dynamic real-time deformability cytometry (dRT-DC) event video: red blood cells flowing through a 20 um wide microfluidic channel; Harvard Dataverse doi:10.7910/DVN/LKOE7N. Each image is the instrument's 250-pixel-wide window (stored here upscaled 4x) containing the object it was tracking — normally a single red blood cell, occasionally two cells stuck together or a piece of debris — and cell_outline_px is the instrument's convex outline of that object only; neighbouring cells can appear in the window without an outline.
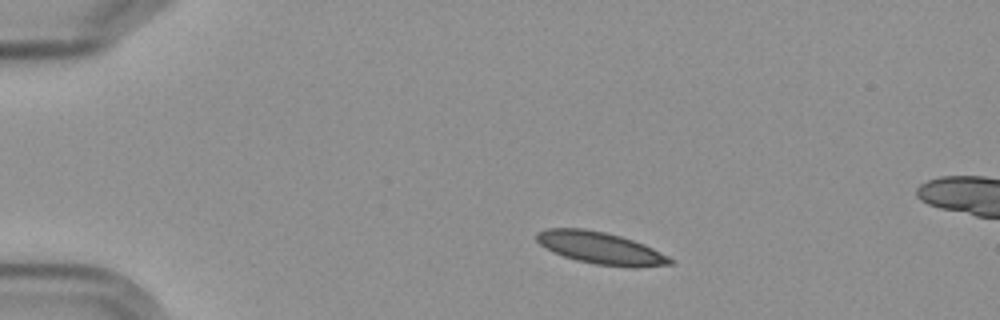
{"species": "Egyptian fruit bat (a non-hibernating species)", "species_latin": "Rousettus aegyptiacus", "temperature_condition": "cold", "stored_images_in_passage": 6, "camera_frame_rate_fps": 3000, "um_per_image_px": 0.085, "frame": {"image": 1, "passage_image": 1, "time_ms": 0.0, "image_size_px": [1000, 320], "cell_outline_px": [[672, 264], [636, 268], [632, 268], [596, 264], [576, 260], [552, 252], [544, 248], [536, 240], [536, 232], [548, 228], [584, 228], [604, 232], [620, 236], [644, 244], [668, 256], [672, 260]], "centroid_in_image_um": [51.02, 21.09], "position_along_channel_um": 34.0, "area_um2": 24.97}}
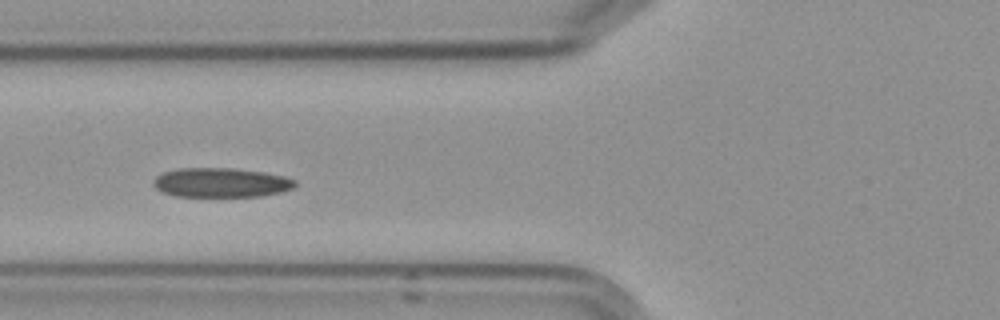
{"frame": {"image": 2, "passage_image": 4, "time_ms": 3.667, "image_size_px": [1000, 320], "cell_outline_px": [[296, 184], [292, 188], [284, 192], [260, 196], [176, 196], [160, 192], [152, 184], [152, 180], [156, 176], [164, 172], [180, 168], [232, 168], [264, 172], [284, 176], [296, 180]], "centroid_in_image_um": [18.78, 15.52], "position_along_channel_um": 107.0, "area_um2": 24.39}}
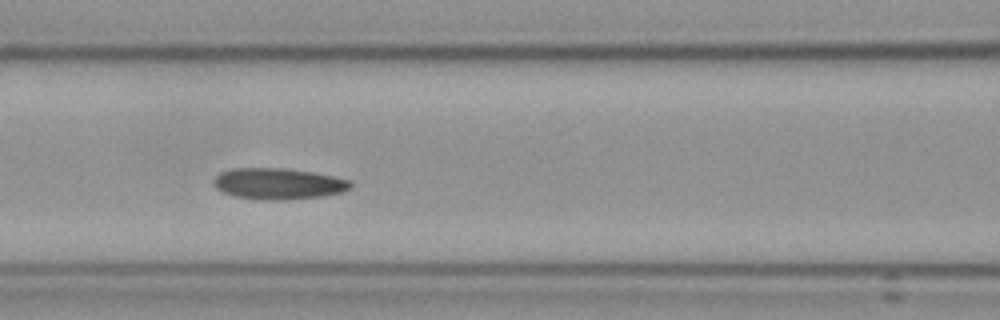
{"frame": {"image": 3, "passage_image": 5, "time_ms": 4.667, "image_size_px": [1000, 320], "cell_outline_px": [[352, 188], [340, 192], [320, 196], [280, 200], [260, 200], [236, 196], [220, 192], [212, 184], [212, 180], [220, 172], [232, 168], [284, 168], [312, 172], [352, 180]], "centroid_in_image_um": [23.61, 15.61], "position_along_channel_um": 143.0, "area_um2": 24.97}}